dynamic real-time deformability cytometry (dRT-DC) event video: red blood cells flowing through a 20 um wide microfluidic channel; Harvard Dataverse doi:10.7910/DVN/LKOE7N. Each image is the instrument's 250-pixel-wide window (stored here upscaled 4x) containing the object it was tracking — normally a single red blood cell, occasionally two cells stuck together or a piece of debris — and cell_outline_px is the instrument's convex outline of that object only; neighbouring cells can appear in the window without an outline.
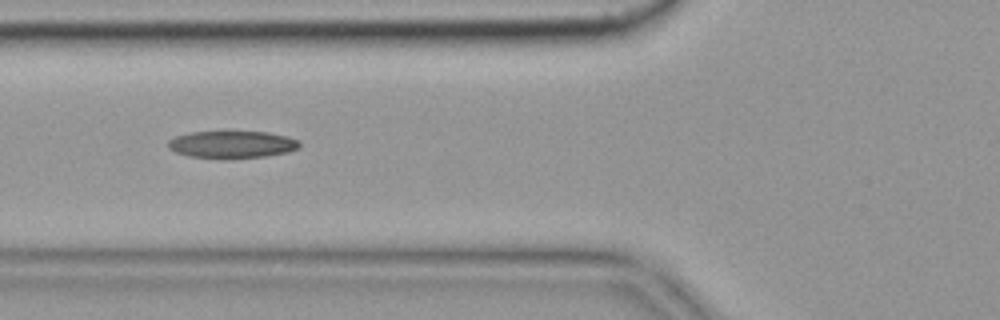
{"species": "common noctule bat (a hibernating species)", "species_latin": "Nyctalus noctula", "temperature_condition": "cold", "stored_images_in_passage": 48, "camera_frame_rate_fps": 3000, "um_per_image_px": 0.085, "animal": {"sex": "female", "body_mass_g": 19.9}, "frame": {"image": 1, "passage_image": 14, "time_ms": 4.333, "image_size_px": [1000, 320], "cell_outline_px": [[300, 148], [288, 152], [264, 156], [188, 156], [176, 152], [168, 148], [168, 140], [176, 136], [192, 132], [228, 128], [268, 132], [288, 136], [300, 140]], "centroid_in_image_um": [19.76, 12.18], "position_along_channel_um": 106.0, "area_um2": 21.21}, "authors_computed_cell_mechanics": {"area_um2": 20.5768, "velocity_mm_per_s": 3.6541, "shape_relaxation_time_tau1_ms": null, "shape_relaxation_time_tau2_ms": 5.1619, "deformation_change_tau1": null, "deformation_change_tau2": 0.1417}}